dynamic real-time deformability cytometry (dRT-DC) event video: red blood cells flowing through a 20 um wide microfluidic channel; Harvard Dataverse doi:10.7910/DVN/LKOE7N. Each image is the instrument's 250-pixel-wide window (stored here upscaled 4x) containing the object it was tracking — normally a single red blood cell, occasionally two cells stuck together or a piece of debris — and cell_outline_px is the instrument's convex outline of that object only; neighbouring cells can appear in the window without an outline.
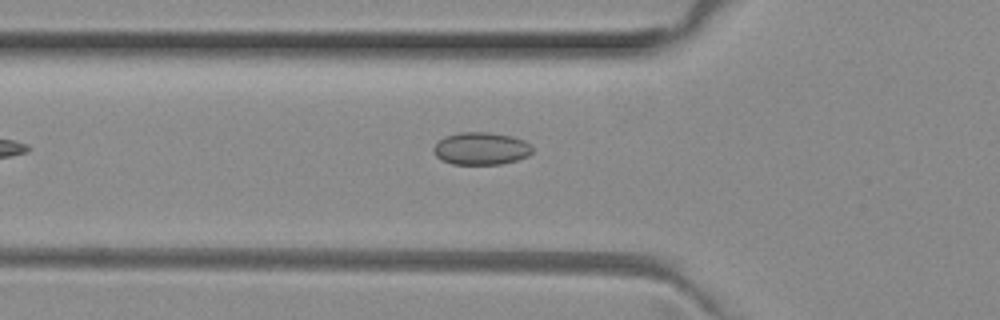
{"species": "common noctule bat (a hibernating species)", "species_latin": "Nyctalus noctula", "temperature_condition": "room temperature", "stored_images_in_passage": 15, "camera_frame_rate_fps": 3000, "um_per_image_px": 0.085, "animal": {"sex": "female", "body_mass_g": 29.2, "forearm_length_mm": 56.3}, "frame": {"image": 1, "passage_image": 2, "time_ms": 0.333, "image_size_px": [1000, 320], "cell_outline_px": [[532, 152], [528, 156], [516, 160], [500, 164], [452, 164], [440, 160], [432, 152], [432, 148], [444, 136], [460, 132], [488, 132], [512, 136], [524, 140], [532, 144]], "centroid_in_image_um": [40.88, 12.62], "position_along_channel_um": 84.9, "area_um2": 18.9}}
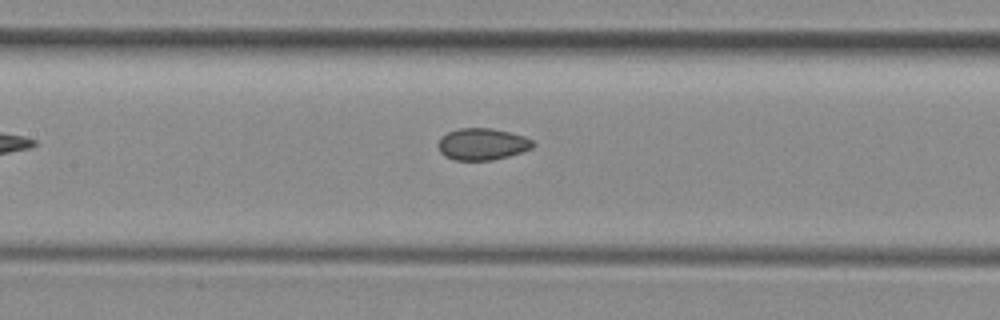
{"frame": {"image": 2, "passage_image": 8, "time_ms": 2.333, "image_size_px": [1000, 320], "cell_outline_px": [[536, 144], [532, 148], [508, 156], [492, 160], [456, 160], [444, 156], [440, 152], [436, 144], [440, 136], [448, 132], [460, 128], [492, 128], [524, 136], [532, 140]], "centroid_in_image_um": [40.95, 12.25], "position_along_channel_um": 166.4, "area_um2": 17.63}}
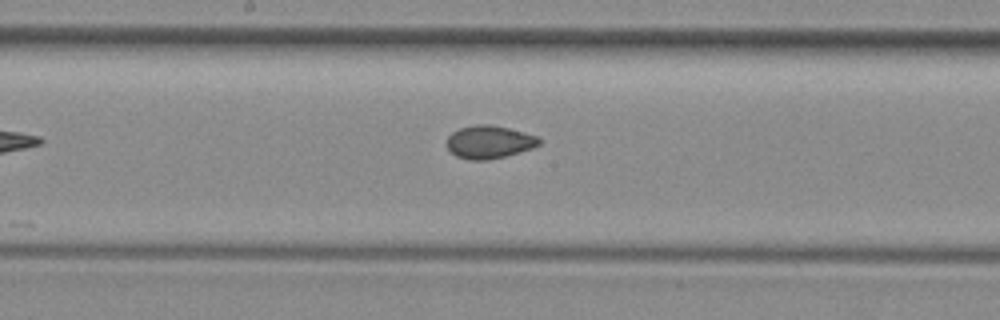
{"frame": {"image": 3, "passage_image": 11, "time_ms": 3.333, "image_size_px": [1000, 320], "cell_outline_px": [[540, 144], [532, 148], [520, 152], [488, 160], [468, 160], [456, 156], [448, 148], [448, 136], [452, 132], [460, 128], [476, 124], [488, 124], [508, 128], [524, 132], [536, 136], [540, 140]], "centroid_in_image_um": [41.58, 12.07], "position_along_channel_um": 206.6, "area_um2": 17.57}}